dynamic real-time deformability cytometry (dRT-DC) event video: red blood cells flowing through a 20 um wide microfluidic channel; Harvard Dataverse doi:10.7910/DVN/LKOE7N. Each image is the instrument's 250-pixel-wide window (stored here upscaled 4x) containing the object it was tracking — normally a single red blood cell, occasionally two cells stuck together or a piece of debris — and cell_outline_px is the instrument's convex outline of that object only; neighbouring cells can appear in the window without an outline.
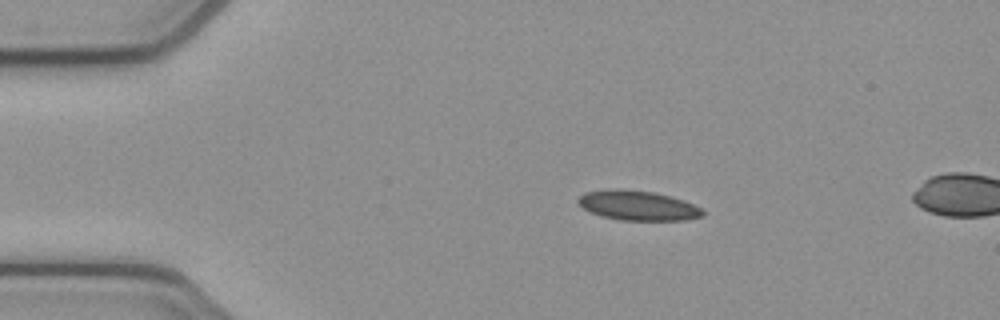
{"species": "common noctule bat (a hibernating species)", "species_latin": "Nyctalus noctula", "temperature_condition": "cold", "stored_images_in_passage": 6, "camera_frame_rate_fps": 3000, "um_per_image_px": 0.085, "animal": {"sex": "female", "body_mass_g": 21.9}, "frame": {"image": 1, "passage_image": 1, "time_ms": 0.0, "image_size_px": [1000, 320], "cell_outline_px": [[704, 216], [684, 220], [620, 220], [600, 216], [588, 212], [576, 200], [584, 192], [608, 188], [620, 188], [656, 192], [684, 200], [700, 208], [704, 212]], "centroid_in_image_um": [54.18, 17.45], "position_along_channel_um": 30.8, "area_um2": 21.85}}